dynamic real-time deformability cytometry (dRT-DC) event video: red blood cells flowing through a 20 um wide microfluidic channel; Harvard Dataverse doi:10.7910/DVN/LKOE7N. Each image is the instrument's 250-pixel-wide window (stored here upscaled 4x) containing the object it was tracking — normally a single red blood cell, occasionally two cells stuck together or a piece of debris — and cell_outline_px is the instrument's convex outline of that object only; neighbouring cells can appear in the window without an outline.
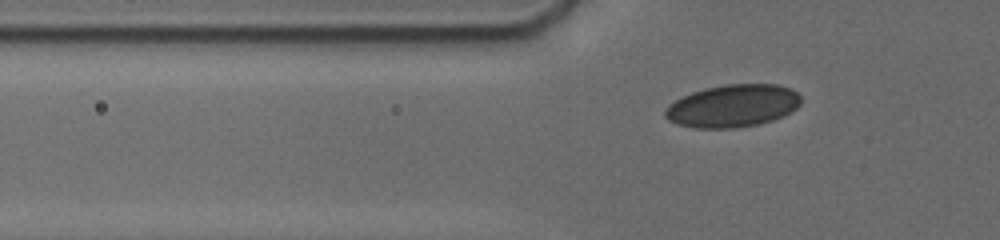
{"species": "human", "species_latin": "Homo sapiens", "temperature_condition": "cold", "stored_images_in_passage": 36, "camera_frame_rate_fps": 3000, "um_per_image_px": 0.085, "donor": {"sex": "male"}, "frame": {"image": 1, "passage_image": 8, "time_ms": 3.333, "image_size_px": [1000, 240], "cell_outline_px": [[800, 104], [796, 108], [784, 116], [772, 120], [756, 124], [736, 128], [692, 128], [676, 124], [668, 120], [664, 116], [664, 112], [668, 104], [692, 92], [704, 88], [724, 84], [776, 84], [792, 88], [800, 96]], "centroid_in_image_um": [62.27, 9.0], "position_along_channel_um": 63.5, "area_um2": 33.87}}
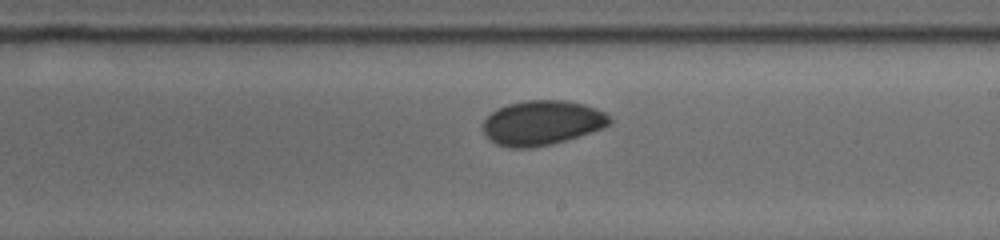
{"frame": {"image": 2, "passage_image": 25, "time_ms": 8.333, "image_size_px": [1000, 240], "cell_outline_px": [[612, 120], [604, 128], [552, 144], [532, 148], [512, 148], [496, 144], [484, 132], [484, 120], [492, 112], [508, 104], [528, 100], [564, 100], [584, 104], [596, 108], [604, 112]], "centroid_in_image_um": [46.09, 10.44], "position_along_channel_um": 242.9, "area_um2": 32.66}}
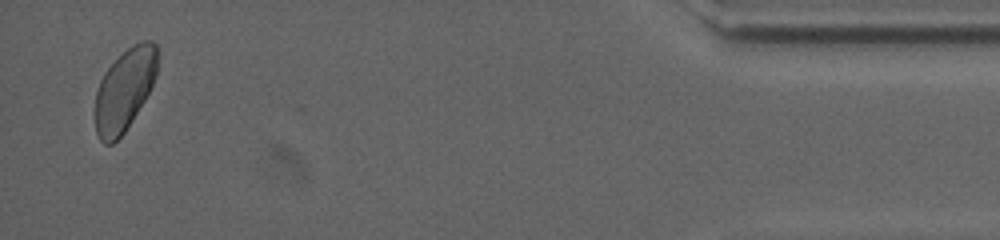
{"frame": {"image": 3, "passage_image": 36, "time_ms": 15.0, "image_size_px": [1000, 240], "cell_outline_px": [[156, 76], [144, 100], [132, 120], [124, 132], [112, 144], [104, 144], [100, 140], [96, 132], [96, 92], [100, 80], [104, 72], [132, 44], [140, 40], [152, 40], [156, 44]], "centroid_in_image_um": [10.58, 7.63], "position_along_channel_um": 424.6, "area_um2": 29.25}, "authors_computed_cell_mechanics": {"area_um2": 32.657, "velocity_mm_per_s": 3.7483, "shape_relaxation_time_tau1_ms": 7.1593, "shape_relaxation_time_tau2_ms": 4.1282, "deformation_change_tau1": 0.0793, "deformation_change_tau2": 0.0585}}